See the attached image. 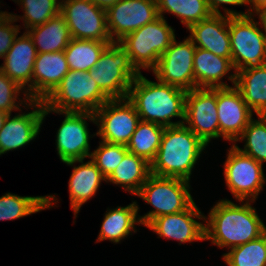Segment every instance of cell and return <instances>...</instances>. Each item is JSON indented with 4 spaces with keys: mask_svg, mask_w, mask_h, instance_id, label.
Masks as SVG:
<instances>
[{
    "mask_svg": "<svg viewBox=\"0 0 266 266\" xmlns=\"http://www.w3.org/2000/svg\"><path fill=\"white\" fill-rule=\"evenodd\" d=\"M164 130V126L140 120L126 145L128 152L144 158L151 164L159 149Z\"/></svg>",
    "mask_w": 266,
    "mask_h": 266,
    "instance_id": "obj_29",
    "label": "cell"
},
{
    "mask_svg": "<svg viewBox=\"0 0 266 266\" xmlns=\"http://www.w3.org/2000/svg\"><path fill=\"white\" fill-rule=\"evenodd\" d=\"M18 2L24 8L22 19L27 30L46 23L59 14L61 9V2L57 0H18Z\"/></svg>",
    "mask_w": 266,
    "mask_h": 266,
    "instance_id": "obj_34",
    "label": "cell"
},
{
    "mask_svg": "<svg viewBox=\"0 0 266 266\" xmlns=\"http://www.w3.org/2000/svg\"><path fill=\"white\" fill-rule=\"evenodd\" d=\"M208 8L210 9L212 14H221L219 11V6L221 4L228 5H245L249 4L248 0H205Z\"/></svg>",
    "mask_w": 266,
    "mask_h": 266,
    "instance_id": "obj_38",
    "label": "cell"
},
{
    "mask_svg": "<svg viewBox=\"0 0 266 266\" xmlns=\"http://www.w3.org/2000/svg\"><path fill=\"white\" fill-rule=\"evenodd\" d=\"M158 15L172 13L181 19L188 29L191 25L209 18L212 13L205 0H156Z\"/></svg>",
    "mask_w": 266,
    "mask_h": 266,
    "instance_id": "obj_31",
    "label": "cell"
},
{
    "mask_svg": "<svg viewBox=\"0 0 266 266\" xmlns=\"http://www.w3.org/2000/svg\"><path fill=\"white\" fill-rule=\"evenodd\" d=\"M68 72L64 51L37 53L33 68V101H44Z\"/></svg>",
    "mask_w": 266,
    "mask_h": 266,
    "instance_id": "obj_21",
    "label": "cell"
},
{
    "mask_svg": "<svg viewBox=\"0 0 266 266\" xmlns=\"http://www.w3.org/2000/svg\"><path fill=\"white\" fill-rule=\"evenodd\" d=\"M89 73L110 99H123L128 97L131 83L141 72L131 63L127 52L118 43H112Z\"/></svg>",
    "mask_w": 266,
    "mask_h": 266,
    "instance_id": "obj_7",
    "label": "cell"
},
{
    "mask_svg": "<svg viewBox=\"0 0 266 266\" xmlns=\"http://www.w3.org/2000/svg\"><path fill=\"white\" fill-rule=\"evenodd\" d=\"M65 114L56 136L57 152L62 162L84 160L90 157L87 121L96 123L95 115L88 112H57L44 105L43 118L50 112Z\"/></svg>",
    "mask_w": 266,
    "mask_h": 266,
    "instance_id": "obj_14",
    "label": "cell"
},
{
    "mask_svg": "<svg viewBox=\"0 0 266 266\" xmlns=\"http://www.w3.org/2000/svg\"><path fill=\"white\" fill-rule=\"evenodd\" d=\"M113 41L75 39L64 49L69 70L90 71L95 67L103 51Z\"/></svg>",
    "mask_w": 266,
    "mask_h": 266,
    "instance_id": "obj_28",
    "label": "cell"
},
{
    "mask_svg": "<svg viewBox=\"0 0 266 266\" xmlns=\"http://www.w3.org/2000/svg\"><path fill=\"white\" fill-rule=\"evenodd\" d=\"M222 14H212L209 18L191 25L188 30V37L195 47L212 52L213 54L228 58L232 62L231 41L229 35V16H246L252 14L247 11L238 13L230 9H224ZM198 43V45H197Z\"/></svg>",
    "mask_w": 266,
    "mask_h": 266,
    "instance_id": "obj_16",
    "label": "cell"
},
{
    "mask_svg": "<svg viewBox=\"0 0 266 266\" xmlns=\"http://www.w3.org/2000/svg\"><path fill=\"white\" fill-rule=\"evenodd\" d=\"M259 120L252 119L237 141L245 139L244 149L235 146L244 154L263 165L266 162V119L259 115Z\"/></svg>",
    "mask_w": 266,
    "mask_h": 266,
    "instance_id": "obj_33",
    "label": "cell"
},
{
    "mask_svg": "<svg viewBox=\"0 0 266 266\" xmlns=\"http://www.w3.org/2000/svg\"><path fill=\"white\" fill-rule=\"evenodd\" d=\"M8 115L9 114L7 112H4V111L0 110V130H1L2 126L4 125L5 120H6Z\"/></svg>",
    "mask_w": 266,
    "mask_h": 266,
    "instance_id": "obj_42",
    "label": "cell"
},
{
    "mask_svg": "<svg viewBox=\"0 0 266 266\" xmlns=\"http://www.w3.org/2000/svg\"><path fill=\"white\" fill-rule=\"evenodd\" d=\"M186 93L160 81H149L140 73L131 83L127 98L134 104L142 121L170 127L184 124ZM173 117L182 121L171 122Z\"/></svg>",
    "mask_w": 266,
    "mask_h": 266,
    "instance_id": "obj_2",
    "label": "cell"
},
{
    "mask_svg": "<svg viewBox=\"0 0 266 266\" xmlns=\"http://www.w3.org/2000/svg\"><path fill=\"white\" fill-rule=\"evenodd\" d=\"M234 67L225 57L196 47L194 53V88H220L229 87L220 81Z\"/></svg>",
    "mask_w": 266,
    "mask_h": 266,
    "instance_id": "obj_24",
    "label": "cell"
},
{
    "mask_svg": "<svg viewBox=\"0 0 266 266\" xmlns=\"http://www.w3.org/2000/svg\"><path fill=\"white\" fill-rule=\"evenodd\" d=\"M189 181L150 174L138 191V195L154 210L139 217L141 224L147 226L158 216L176 214L186 210L194 201L189 192Z\"/></svg>",
    "mask_w": 266,
    "mask_h": 266,
    "instance_id": "obj_6",
    "label": "cell"
},
{
    "mask_svg": "<svg viewBox=\"0 0 266 266\" xmlns=\"http://www.w3.org/2000/svg\"><path fill=\"white\" fill-rule=\"evenodd\" d=\"M158 17L156 0H119L106 10L107 29L113 43Z\"/></svg>",
    "mask_w": 266,
    "mask_h": 266,
    "instance_id": "obj_15",
    "label": "cell"
},
{
    "mask_svg": "<svg viewBox=\"0 0 266 266\" xmlns=\"http://www.w3.org/2000/svg\"><path fill=\"white\" fill-rule=\"evenodd\" d=\"M109 99L90 76L89 71L69 70L43 103L48 109L57 112L94 114Z\"/></svg>",
    "mask_w": 266,
    "mask_h": 266,
    "instance_id": "obj_4",
    "label": "cell"
},
{
    "mask_svg": "<svg viewBox=\"0 0 266 266\" xmlns=\"http://www.w3.org/2000/svg\"><path fill=\"white\" fill-rule=\"evenodd\" d=\"M194 218L207 219L201 214L195 202L182 212L158 216L146 227L160 237L175 239L180 243L205 240V225L197 222Z\"/></svg>",
    "mask_w": 266,
    "mask_h": 266,
    "instance_id": "obj_18",
    "label": "cell"
},
{
    "mask_svg": "<svg viewBox=\"0 0 266 266\" xmlns=\"http://www.w3.org/2000/svg\"><path fill=\"white\" fill-rule=\"evenodd\" d=\"M26 31L33 39L37 53L64 51L72 40L69 27L61 13L50 18L46 23Z\"/></svg>",
    "mask_w": 266,
    "mask_h": 266,
    "instance_id": "obj_25",
    "label": "cell"
},
{
    "mask_svg": "<svg viewBox=\"0 0 266 266\" xmlns=\"http://www.w3.org/2000/svg\"><path fill=\"white\" fill-rule=\"evenodd\" d=\"M257 15H259L260 24H262V27L264 28V37L266 40V8H263L261 10H258L255 12Z\"/></svg>",
    "mask_w": 266,
    "mask_h": 266,
    "instance_id": "obj_41",
    "label": "cell"
},
{
    "mask_svg": "<svg viewBox=\"0 0 266 266\" xmlns=\"http://www.w3.org/2000/svg\"><path fill=\"white\" fill-rule=\"evenodd\" d=\"M184 122L206 146L211 139L219 138L217 88H194L187 91Z\"/></svg>",
    "mask_w": 266,
    "mask_h": 266,
    "instance_id": "obj_11",
    "label": "cell"
},
{
    "mask_svg": "<svg viewBox=\"0 0 266 266\" xmlns=\"http://www.w3.org/2000/svg\"><path fill=\"white\" fill-rule=\"evenodd\" d=\"M150 174V163L142 157L127 152L106 182L121 184L125 191L136 195Z\"/></svg>",
    "mask_w": 266,
    "mask_h": 266,
    "instance_id": "obj_27",
    "label": "cell"
},
{
    "mask_svg": "<svg viewBox=\"0 0 266 266\" xmlns=\"http://www.w3.org/2000/svg\"><path fill=\"white\" fill-rule=\"evenodd\" d=\"M223 258L229 266H266V231L250 242L231 248Z\"/></svg>",
    "mask_w": 266,
    "mask_h": 266,
    "instance_id": "obj_32",
    "label": "cell"
},
{
    "mask_svg": "<svg viewBox=\"0 0 266 266\" xmlns=\"http://www.w3.org/2000/svg\"><path fill=\"white\" fill-rule=\"evenodd\" d=\"M249 4H252V8L248 11L252 13L253 10L258 11L263 8H266V0H248Z\"/></svg>",
    "mask_w": 266,
    "mask_h": 266,
    "instance_id": "obj_40",
    "label": "cell"
},
{
    "mask_svg": "<svg viewBox=\"0 0 266 266\" xmlns=\"http://www.w3.org/2000/svg\"><path fill=\"white\" fill-rule=\"evenodd\" d=\"M127 152L128 149L124 145L101 141L99 147L91 153L90 158L107 179L122 162Z\"/></svg>",
    "mask_w": 266,
    "mask_h": 266,
    "instance_id": "obj_35",
    "label": "cell"
},
{
    "mask_svg": "<svg viewBox=\"0 0 266 266\" xmlns=\"http://www.w3.org/2000/svg\"><path fill=\"white\" fill-rule=\"evenodd\" d=\"M60 13L72 38L112 41L107 29L106 10L89 0H64L61 2Z\"/></svg>",
    "mask_w": 266,
    "mask_h": 266,
    "instance_id": "obj_12",
    "label": "cell"
},
{
    "mask_svg": "<svg viewBox=\"0 0 266 266\" xmlns=\"http://www.w3.org/2000/svg\"><path fill=\"white\" fill-rule=\"evenodd\" d=\"M21 17L7 13L0 21V57L4 58L11 48L16 37H18L19 26L12 25L13 22Z\"/></svg>",
    "mask_w": 266,
    "mask_h": 266,
    "instance_id": "obj_37",
    "label": "cell"
},
{
    "mask_svg": "<svg viewBox=\"0 0 266 266\" xmlns=\"http://www.w3.org/2000/svg\"><path fill=\"white\" fill-rule=\"evenodd\" d=\"M89 1L95 4L96 6L104 10H107L109 7L115 5L119 0H89Z\"/></svg>",
    "mask_w": 266,
    "mask_h": 266,
    "instance_id": "obj_39",
    "label": "cell"
},
{
    "mask_svg": "<svg viewBox=\"0 0 266 266\" xmlns=\"http://www.w3.org/2000/svg\"><path fill=\"white\" fill-rule=\"evenodd\" d=\"M262 116L266 119V112Z\"/></svg>",
    "mask_w": 266,
    "mask_h": 266,
    "instance_id": "obj_44",
    "label": "cell"
},
{
    "mask_svg": "<svg viewBox=\"0 0 266 266\" xmlns=\"http://www.w3.org/2000/svg\"><path fill=\"white\" fill-rule=\"evenodd\" d=\"M76 162H80L81 165L74 166L69 180L71 208L74 210L75 216L82 204L96 194L101 181H106V178L92 160L86 163H83V160H72L65 163L72 166Z\"/></svg>",
    "mask_w": 266,
    "mask_h": 266,
    "instance_id": "obj_23",
    "label": "cell"
},
{
    "mask_svg": "<svg viewBox=\"0 0 266 266\" xmlns=\"http://www.w3.org/2000/svg\"><path fill=\"white\" fill-rule=\"evenodd\" d=\"M228 78L257 116L266 112V64L241 69Z\"/></svg>",
    "mask_w": 266,
    "mask_h": 266,
    "instance_id": "obj_22",
    "label": "cell"
},
{
    "mask_svg": "<svg viewBox=\"0 0 266 266\" xmlns=\"http://www.w3.org/2000/svg\"><path fill=\"white\" fill-rule=\"evenodd\" d=\"M229 16L232 65L235 73L241 69L266 64V40L263 31L252 18Z\"/></svg>",
    "mask_w": 266,
    "mask_h": 266,
    "instance_id": "obj_8",
    "label": "cell"
},
{
    "mask_svg": "<svg viewBox=\"0 0 266 266\" xmlns=\"http://www.w3.org/2000/svg\"><path fill=\"white\" fill-rule=\"evenodd\" d=\"M55 198L52 195L22 197L6 193L0 197V220H14L46 208H51V200H55Z\"/></svg>",
    "mask_w": 266,
    "mask_h": 266,
    "instance_id": "obj_30",
    "label": "cell"
},
{
    "mask_svg": "<svg viewBox=\"0 0 266 266\" xmlns=\"http://www.w3.org/2000/svg\"><path fill=\"white\" fill-rule=\"evenodd\" d=\"M175 40L174 29L164 17H158L138 30L126 35L118 44L127 52L131 63L140 69H153L160 56Z\"/></svg>",
    "mask_w": 266,
    "mask_h": 266,
    "instance_id": "obj_5",
    "label": "cell"
},
{
    "mask_svg": "<svg viewBox=\"0 0 266 266\" xmlns=\"http://www.w3.org/2000/svg\"><path fill=\"white\" fill-rule=\"evenodd\" d=\"M217 110L219 137L236 142L252 120L253 111L235 85L217 88Z\"/></svg>",
    "mask_w": 266,
    "mask_h": 266,
    "instance_id": "obj_17",
    "label": "cell"
},
{
    "mask_svg": "<svg viewBox=\"0 0 266 266\" xmlns=\"http://www.w3.org/2000/svg\"><path fill=\"white\" fill-rule=\"evenodd\" d=\"M6 14H7V12H2V11L0 12V21Z\"/></svg>",
    "mask_w": 266,
    "mask_h": 266,
    "instance_id": "obj_43",
    "label": "cell"
},
{
    "mask_svg": "<svg viewBox=\"0 0 266 266\" xmlns=\"http://www.w3.org/2000/svg\"><path fill=\"white\" fill-rule=\"evenodd\" d=\"M35 110L29 113L18 114L11 118L9 114L0 130V155L10 150L18 149L38 135L43 123V101H29Z\"/></svg>",
    "mask_w": 266,
    "mask_h": 266,
    "instance_id": "obj_20",
    "label": "cell"
},
{
    "mask_svg": "<svg viewBox=\"0 0 266 266\" xmlns=\"http://www.w3.org/2000/svg\"><path fill=\"white\" fill-rule=\"evenodd\" d=\"M138 205L136 202L129 204L126 207H117L113 210L109 209L106 212L104 220L101 225V230L98 236V242L103 240H110L113 243H118L122 238L128 236L131 231L135 230V224L140 223L137 219ZM137 219V220H136Z\"/></svg>",
    "mask_w": 266,
    "mask_h": 266,
    "instance_id": "obj_26",
    "label": "cell"
},
{
    "mask_svg": "<svg viewBox=\"0 0 266 266\" xmlns=\"http://www.w3.org/2000/svg\"><path fill=\"white\" fill-rule=\"evenodd\" d=\"M205 225V240L229 249L250 242L266 231V226L249 201L237 205L219 201L210 211ZM211 227V228H210Z\"/></svg>",
    "mask_w": 266,
    "mask_h": 266,
    "instance_id": "obj_1",
    "label": "cell"
},
{
    "mask_svg": "<svg viewBox=\"0 0 266 266\" xmlns=\"http://www.w3.org/2000/svg\"><path fill=\"white\" fill-rule=\"evenodd\" d=\"M195 50L196 47L189 38L180 43L175 39L152 69L157 80L185 91L194 89Z\"/></svg>",
    "mask_w": 266,
    "mask_h": 266,
    "instance_id": "obj_13",
    "label": "cell"
},
{
    "mask_svg": "<svg viewBox=\"0 0 266 266\" xmlns=\"http://www.w3.org/2000/svg\"><path fill=\"white\" fill-rule=\"evenodd\" d=\"M205 143L186 125L165 127L159 149L150 164L151 174L189 181Z\"/></svg>",
    "mask_w": 266,
    "mask_h": 266,
    "instance_id": "obj_3",
    "label": "cell"
},
{
    "mask_svg": "<svg viewBox=\"0 0 266 266\" xmlns=\"http://www.w3.org/2000/svg\"><path fill=\"white\" fill-rule=\"evenodd\" d=\"M94 115L95 124L99 128L96 135H99L102 141L124 146L141 120L134 104L128 98L109 99Z\"/></svg>",
    "mask_w": 266,
    "mask_h": 266,
    "instance_id": "obj_10",
    "label": "cell"
},
{
    "mask_svg": "<svg viewBox=\"0 0 266 266\" xmlns=\"http://www.w3.org/2000/svg\"><path fill=\"white\" fill-rule=\"evenodd\" d=\"M36 56L37 51L33 39L27 32H24L22 36L15 38L3 58V66H0V70L23 89L27 84L28 89L25 91L27 93L24 94V100L28 101H33V68Z\"/></svg>",
    "mask_w": 266,
    "mask_h": 266,
    "instance_id": "obj_19",
    "label": "cell"
},
{
    "mask_svg": "<svg viewBox=\"0 0 266 266\" xmlns=\"http://www.w3.org/2000/svg\"><path fill=\"white\" fill-rule=\"evenodd\" d=\"M23 89L18 83L11 80L0 70V110L11 114L13 110H19L17 95ZM17 104V105H16Z\"/></svg>",
    "mask_w": 266,
    "mask_h": 266,
    "instance_id": "obj_36",
    "label": "cell"
},
{
    "mask_svg": "<svg viewBox=\"0 0 266 266\" xmlns=\"http://www.w3.org/2000/svg\"><path fill=\"white\" fill-rule=\"evenodd\" d=\"M224 175L228 189L241 202L244 199L254 201L265 184L262 164L235 145L230 148L224 163Z\"/></svg>",
    "mask_w": 266,
    "mask_h": 266,
    "instance_id": "obj_9",
    "label": "cell"
}]
</instances>
